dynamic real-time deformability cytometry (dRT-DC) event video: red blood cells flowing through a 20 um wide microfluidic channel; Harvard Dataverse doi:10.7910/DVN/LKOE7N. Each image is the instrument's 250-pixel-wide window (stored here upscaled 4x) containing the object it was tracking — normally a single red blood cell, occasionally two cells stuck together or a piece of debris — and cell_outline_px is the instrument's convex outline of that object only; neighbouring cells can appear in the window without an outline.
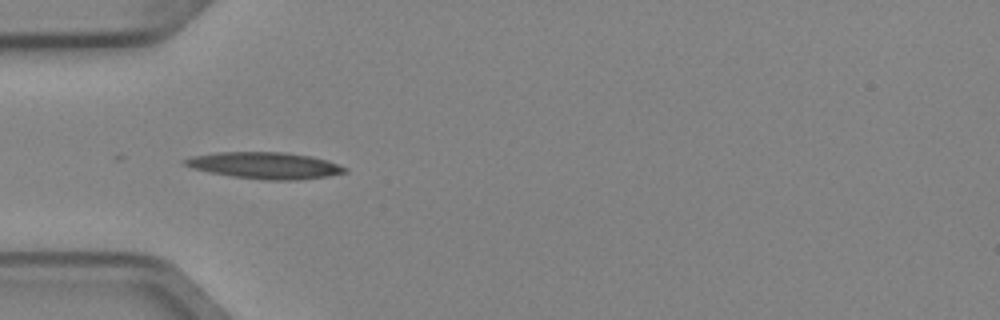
{"species": "Egyptian fruit bat (a non-hibernating species)", "species_latin": "Rousettus aegyptiacus", "temperature_condition": "cold", "stored_images_in_passage": 8, "camera_frame_rate_fps": 3000, "um_per_image_px": 0.085, "animal": {"sex": "female"}, "frame": {"image": 1, "passage_image": 5, "time_ms": 1.333, "image_size_px": [1000, 320], "cell_outline_px": [[348, 172], [328, 176], [300, 180], [264, 180], [232, 176], [208, 172], [192, 168], [184, 164], [184, 160], [196, 156], [216, 152], [280, 152], [308, 156], [324, 160], [348, 168]], "centroid_in_image_um": [22.53, 14.08], "position_along_channel_um": 62.5, "area_um2": 24.45}}
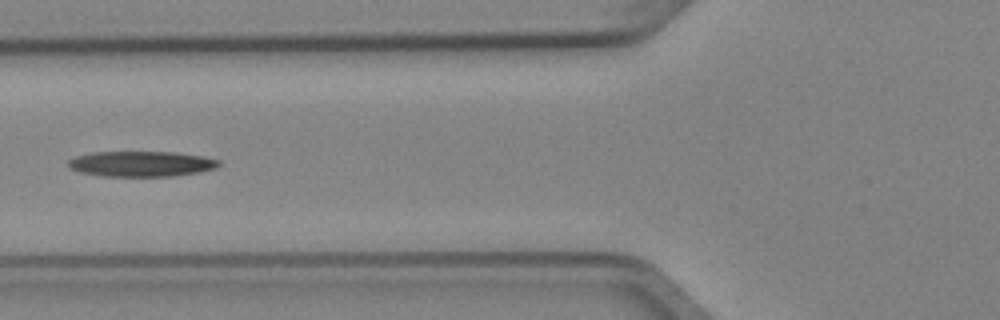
{"frame": {"image": 2, "passage_image": 6, "time_ms": 1.667, "image_size_px": [1000, 320], "cell_outline_px": [[220, 164], [216, 168], [200, 172], [172, 176], [100, 176], [80, 172], [68, 168], [68, 160], [76, 156], [92, 152], [172, 152], [200, 156], [220, 160]], "centroid_in_image_um": [11.98, 13.93], "position_along_channel_um": 113.8, "area_um2": 22.31}}
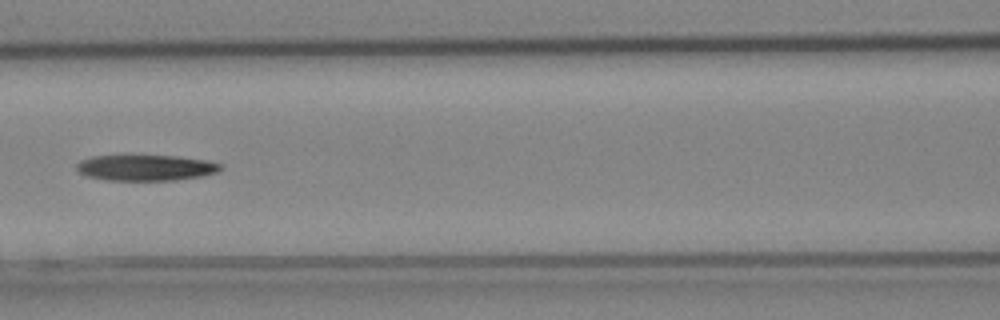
{"frame": {"image": 3, "passage_image": 7, "time_ms": 2.0, "image_size_px": [1000, 320], "cell_outline_px": [[220, 168], [216, 172], [204, 176], [176, 180], [108, 180], [88, 176], [80, 172], [76, 168], [76, 164], [80, 160], [92, 156], [176, 156], [208, 160], [220, 164]], "centroid_in_image_um": [12.39, 14.26], "position_along_channel_um": 154.2, "area_um2": 21.5}}